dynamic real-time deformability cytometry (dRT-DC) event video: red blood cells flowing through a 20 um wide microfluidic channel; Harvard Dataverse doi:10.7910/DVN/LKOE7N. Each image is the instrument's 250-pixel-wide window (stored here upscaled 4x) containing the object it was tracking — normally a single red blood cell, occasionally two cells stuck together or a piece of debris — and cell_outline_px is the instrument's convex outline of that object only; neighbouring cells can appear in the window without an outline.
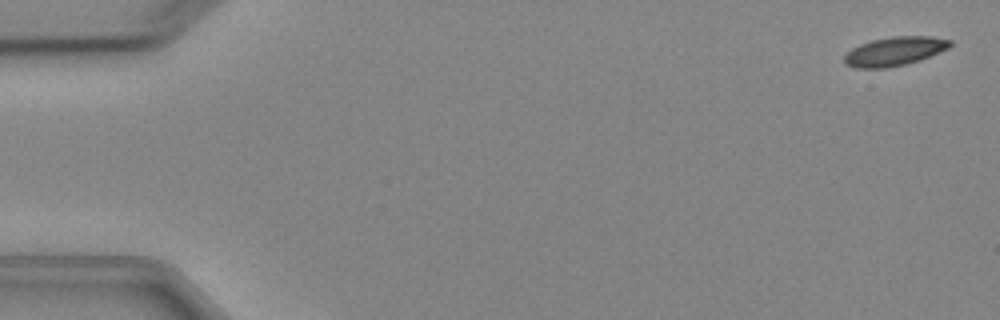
{"species": "Egyptian fruit bat (a non-hibernating species)", "species_latin": "Rousettus aegyptiacus", "temperature_condition": "cold", "stored_images_in_passage": 5, "camera_frame_rate_fps": 3000, "um_per_image_px": 0.085, "animal": {"sex": "female"}, "frame": {"image": 1, "passage_image": 1, "time_ms": 0.0, "image_size_px": [1000, 320], "cell_outline_px": [[952, 44], [948, 48], [920, 60], [904, 64], [884, 68], [856, 68], [844, 64], [844, 56], [852, 48], [860, 44], [872, 40], [892, 36], [932, 36], [952, 40]], "centroid_in_image_um": [76.03, 4.35], "position_along_channel_um": 9.0, "area_um2": 17.74}}
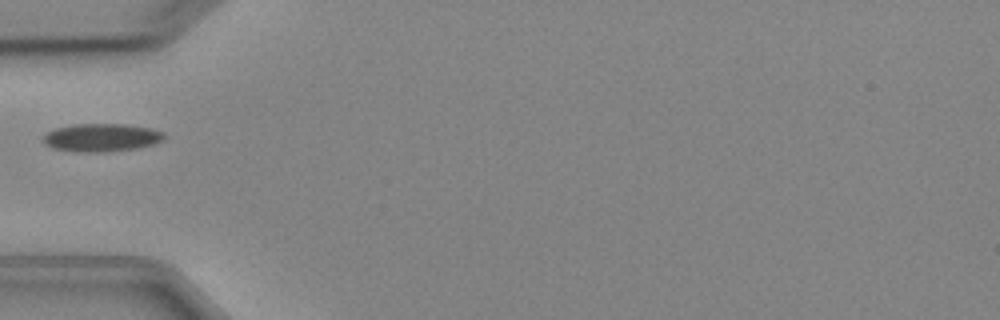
{"frame": {"image": 2, "passage_image": 5, "time_ms": 5.333, "image_size_px": [1000, 320], "cell_outline_px": [[164, 136], [160, 140], [152, 144], [136, 148], [104, 152], [76, 152], [52, 148], [44, 144], [40, 140], [48, 132], [56, 128], [72, 124], [124, 124], [152, 128], [164, 132]], "centroid_in_image_um": [8.57, 11.69], "position_along_channel_um": 76.4, "area_um2": 19.77}}